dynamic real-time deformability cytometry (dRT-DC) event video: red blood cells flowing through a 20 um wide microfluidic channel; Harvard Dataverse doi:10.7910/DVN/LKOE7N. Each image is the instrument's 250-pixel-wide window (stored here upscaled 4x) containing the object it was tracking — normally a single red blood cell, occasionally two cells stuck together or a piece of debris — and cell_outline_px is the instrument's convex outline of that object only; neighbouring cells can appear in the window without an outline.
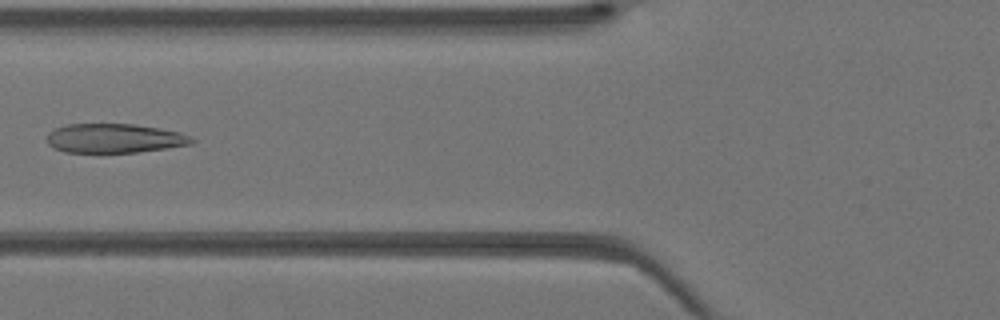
{"species": "Egyptian fruit bat (a non-hibernating species)", "species_latin": "Rousettus aegyptiacus", "temperature_condition": "warm", "stored_images_in_passage": 30, "camera_frame_rate_fps": 3000, "um_per_image_px": 0.085, "animal": {"sex": "female"}, "frame": {"image": 1, "passage_image": 7, "time_ms": 2.0, "image_size_px": [1000, 320], "cell_outline_px": [[196, 140], [192, 144], [136, 152], [64, 152], [48, 144], [48, 136], [56, 128], [68, 124], [132, 124], [180, 132]], "centroid_in_image_um": [9.74, 11.75], "position_along_channel_um": 116.1, "area_um2": 24.16}}
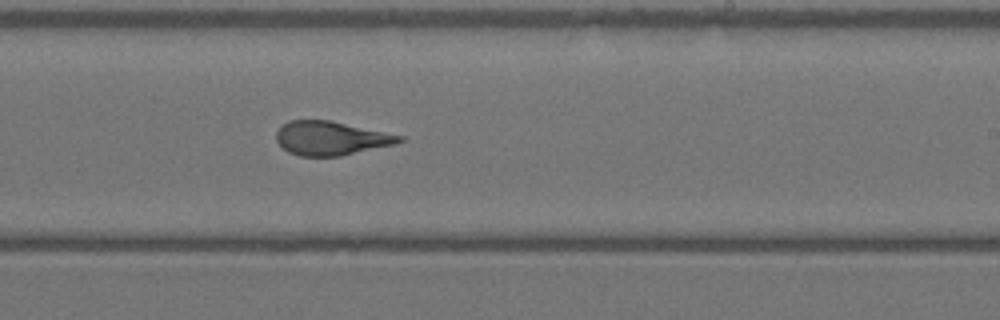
{"frame": {"image": 2, "passage_image": 16, "time_ms": 5.0, "image_size_px": [1000, 320], "cell_outline_px": [[404, 140], [396, 144], [340, 156], [300, 156], [288, 152], [276, 140], [276, 132], [288, 120], [328, 120], [404, 136]], "centroid_in_image_um": [28.13, 11.75], "position_along_channel_um": 260.9, "area_um2": 24.1}}
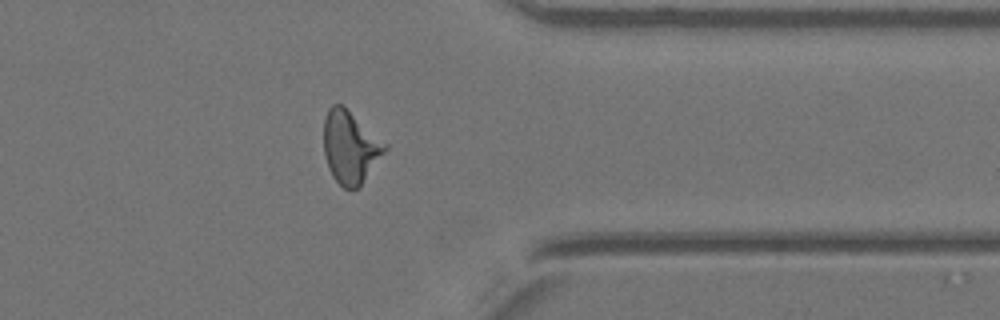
{"frame": {"image": 3, "passage_image": 24, "time_ms": 7.667, "image_size_px": [1000, 320], "cell_outline_px": [[388, 148], [360, 184], [356, 188], [344, 188], [332, 176], [328, 168], [324, 152], [324, 116], [328, 108], [332, 104], [344, 104], [388, 144]], "centroid_in_image_um": [29.76, 12.43], "position_along_channel_um": 381.6, "area_um2": 25.89}}